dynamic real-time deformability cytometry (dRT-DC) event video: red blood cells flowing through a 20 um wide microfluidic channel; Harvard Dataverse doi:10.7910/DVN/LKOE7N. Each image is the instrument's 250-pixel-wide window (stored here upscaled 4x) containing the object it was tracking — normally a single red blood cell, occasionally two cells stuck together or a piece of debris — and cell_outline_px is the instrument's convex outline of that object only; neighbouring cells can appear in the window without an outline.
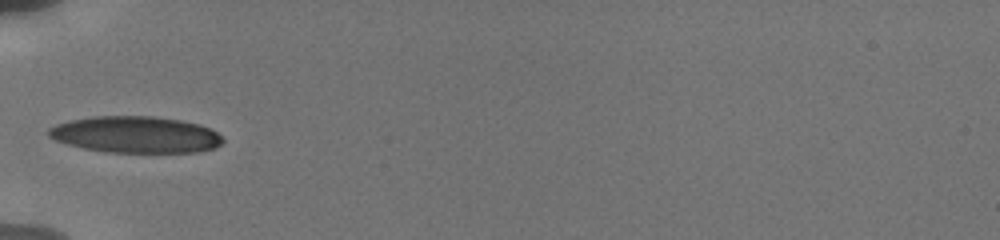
{"species": "human", "species_latin": "Homo sapiens", "temperature_condition": "cold", "stored_images_in_passage": 35, "camera_frame_rate_fps": 3000, "um_per_image_px": 0.085, "donor": {"sex": "male"}, "frame": {"image": 1, "passage_image": 1, "time_ms": 0.0, "image_size_px": [1000, 240], "cell_outline_px": [[224, 140], [216, 148], [196, 152], [104, 152], [84, 148], [68, 144], [56, 140], [48, 136], [48, 128], [56, 124], [68, 120], [92, 116], [152, 116], [180, 120], [200, 124], [212, 128]], "centroid_in_image_um": [11.52, 11.43], "position_along_channel_um": 73.5, "area_um2": 37.22}}
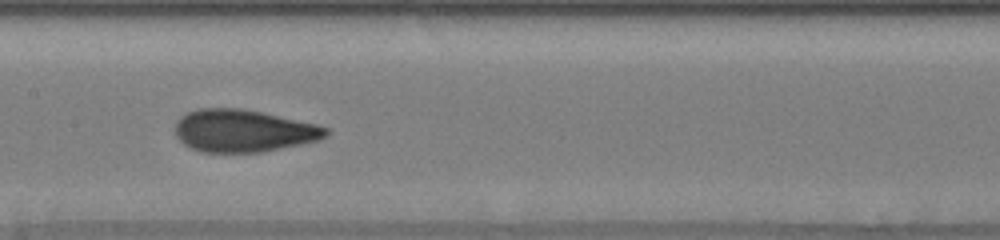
{"frame": {"image": 2, "passage_image": 10, "time_ms": 3.0, "image_size_px": [1000, 240], "cell_outline_px": [[332, 132], [320, 140], [260, 152], [200, 152], [184, 144], [176, 136], [176, 120], [180, 116], [196, 108], [240, 108], [260, 112], [316, 124], [328, 128]], "centroid_in_image_um": [20.68, 11.11], "position_along_channel_um": 186.7, "area_um2": 37.17}}
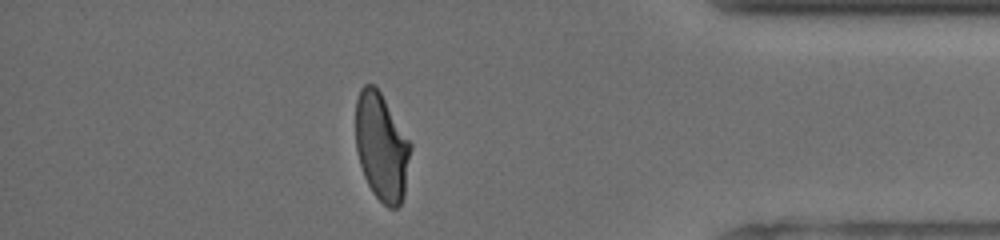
{"frame": {"image": 3, "passage_image": 27, "time_ms": 9.333, "image_size_px": [1000, 240], "cell_outline_px": [[412, 148], [404, 196], [400, 204], [396, 208], [388, 208], [372, 192], [364, 176], [360, 164], [356, 148], [356, 100], [360, 88], [364, 84], [372, 84], [380, 92], [412, 144]], "centroid_in_image_um": [32.44, 12.5], "position_along_channel_um": 402.8, "area_um2": 34.45}, "authors_computed_cell_mechanics": {"area_um2": 35.4892, "velocity_mm_per_s": 3.8334, "shape_relaxation_time_tau1_ms": 4.0754, "shape_relaxation_time_tau2_ms": 0.8836, "deformation_change_tau1": 0.172, "deformation_change_tau2": 0.0651}}